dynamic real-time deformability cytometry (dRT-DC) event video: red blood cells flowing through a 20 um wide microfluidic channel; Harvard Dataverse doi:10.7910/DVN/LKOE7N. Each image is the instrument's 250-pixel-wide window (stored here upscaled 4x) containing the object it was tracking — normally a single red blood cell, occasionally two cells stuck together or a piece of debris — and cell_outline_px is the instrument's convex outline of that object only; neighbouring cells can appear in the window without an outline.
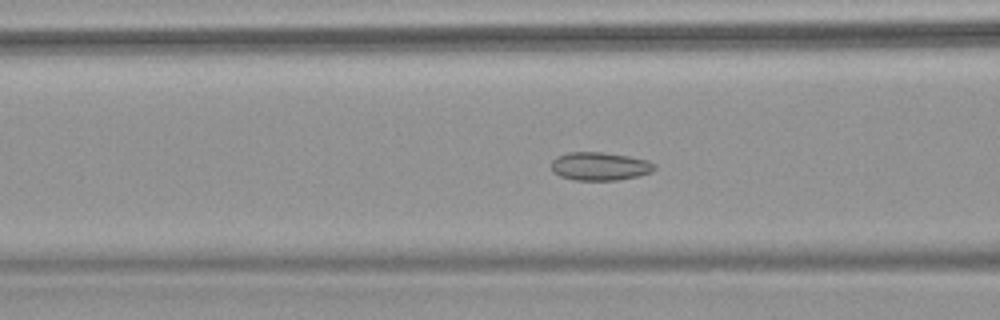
{"species": "common noctule bat (a hibernating species)", "species_latin": "Nyctalus noctula", "temperature_condition": "warm", "stored_images_in_passage": 71, "camera_frame_rate_fps": 3000, "um_per_image_px": 0.085, "animal": {"sex": "female", "body_mass_g": 18.4}, "frame": {"image": 1, "passage_image": 30, "time_ms": 9.667, "image_size_px": [1000, 320], "cell_outline_px": [[656, 168], [652, 172], [640, 176], [616, 180], [572, 180], [560, 176], [552, 172], [552, 160], [556, 156], [568, 152], [604, 152], [628, 156], [648, 160], [656, 164]], "centroid_in_image_um": [50.99, 14.13], "position_along_channel_um": 115.6, "area_um2": 17.22}}
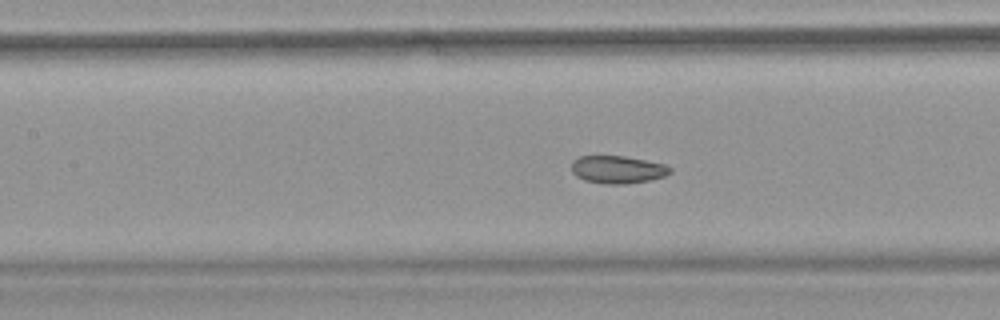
{"frame": {"image": 2, "passage_image": 34, "time_ms": 11.0, "image_size_px": [1000, 320], "cell_outline_px": [[672, 172], [664, 176], [648, 180], [624, 184], [604, 184], [584, 180], [576, 176], [572, 172], [572, 160], [580, 156], [624, 156], [664, 164], [672, 168]], "centroid_in_image_um": [52.47, 14.41], "position_along_channel_um": 154.9, "area_um2": 15.84}}